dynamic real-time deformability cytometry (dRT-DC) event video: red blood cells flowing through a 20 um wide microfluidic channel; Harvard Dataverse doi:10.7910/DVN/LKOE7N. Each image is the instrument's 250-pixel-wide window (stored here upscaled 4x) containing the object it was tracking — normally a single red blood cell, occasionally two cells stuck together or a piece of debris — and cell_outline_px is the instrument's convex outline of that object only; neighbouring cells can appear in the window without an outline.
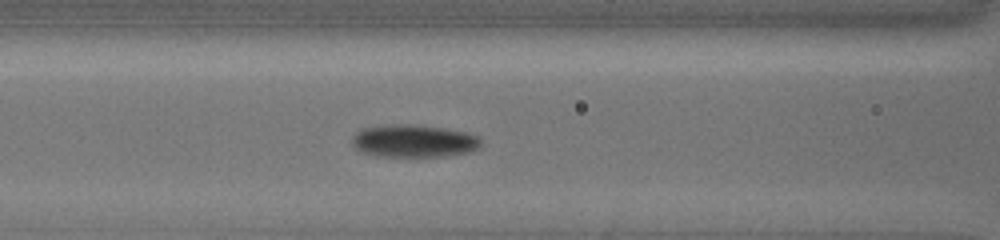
{"species": "common noctule bat (a hibernating species)", "species_latin": "Nyctalus noctula", "temperature_condition": "cold", "stored_images_in_passage": 26, "camera_frame_rate_fps": 3000, "um_per_image_px": 0.085, "animal": {"sex": "female", "body_mass_g": 19.5, "forearm_length_mm": 54.1}, "frame": {"image": 1, "passage_image": 10, "time_ms": 5.333, "image_size_px": [1000, 240], "cell_outline_px": [[480, 144], [476, 148], [468, 152], [444, 156], [376, 156], [360, 152], [352, 144], [352, 136], [356, 132], [364, 128], [396, 124], [408, 124], [440, 128], [464, 132], [476, 136], [480, 140]], "centroid_in_image_um": [35.1, 11.99], "position_along_channel_um": 131.5, "area_um2": 24.04}}
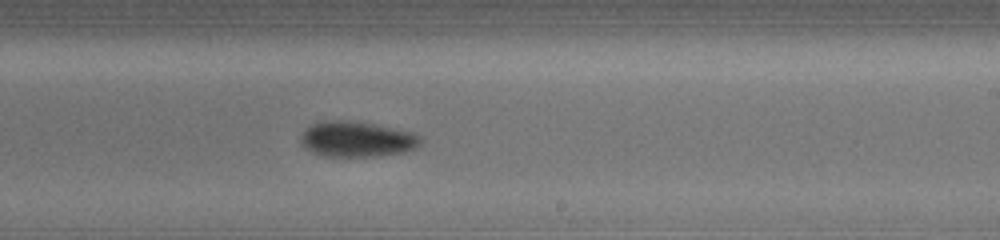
{"frame": {"image": 2, "passage_image": 16, "time_ms": 8.667, "image_size_px": [1000, 240], "cell_outline_px": [[420, 144], [416, 148], [404, 152], [380, 156], [320, 156], [312, 152], [300, 140], [304, 132], [312, 124], [332, 120], [340, 120], [372, 124], [408, 132], [420, 136]], "centroid_in_image_um": [30.34, 11.85], "position_along_channel_um": 258.7, "area_um2": 24.1}}
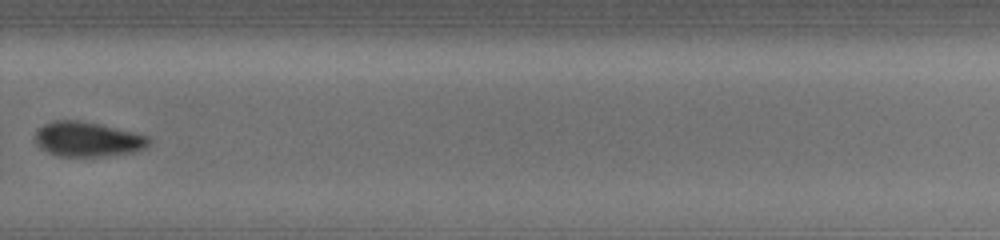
{"frame": {"image": 3, "passage_image": 19, "time_ms": 10.333, "image_size_px": [1000, 240], "cell_outline_px": [[152, 144], [144, 148], [132, 152], [104, 156], [56, 156], [40, 148], [36, 144], [36, 132], [44, 124], [52, 120], [80, 120], [100, 124], [136, 132], [152, 136]], "centroid_in_image_um": [7.5, 11.83], "position_along_channel_um": 322.3, "area_um2": 23.35}, "authors_computed_cell_mechanics": {"area_um2": 22.8021, "velocity_mm_per_s": 3.8266, "shape_relaxation_time_tau1_ms": 3.0329, "shape_relaxation_time_tau2_ms": null, "deformation_change_tau1": 0.1024, "deformation_change_tau2": null}}